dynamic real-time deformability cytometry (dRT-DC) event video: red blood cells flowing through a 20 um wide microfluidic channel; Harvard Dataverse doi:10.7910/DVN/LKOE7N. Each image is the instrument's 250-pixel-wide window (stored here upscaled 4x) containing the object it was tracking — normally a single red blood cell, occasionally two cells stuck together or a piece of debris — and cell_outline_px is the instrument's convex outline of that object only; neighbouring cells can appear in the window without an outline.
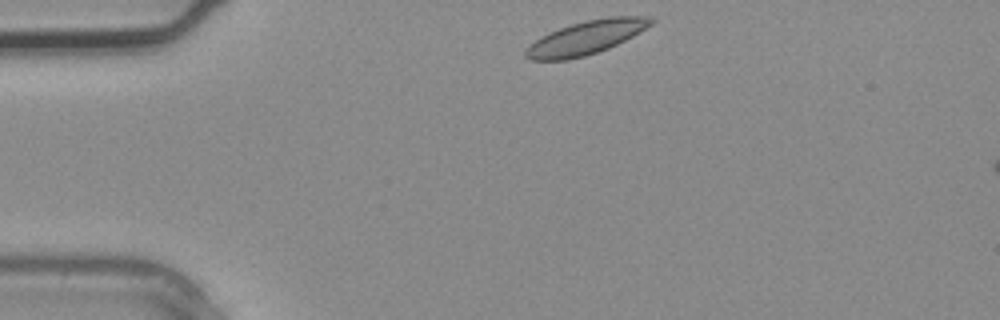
{"species": "common noctule bat (a hibernating species)", "species_latin": "Nyctalus noctula", "temperature_condition": "warm", "stored_images_in_passage": 2, "camera_frame_rate_fps": 3000, "um_per_image_px": 0.085, "animal": {"sex": "male", "body_mass_g": 20.4}, "frame": {"image": 1, "passage_image": 1, "time_ms": 0.0, "image_size_px": [1000, 320], "cell_outline_px": [[656, 20], [652, 24], [640, 32], [608, 48], [584, 56], [568, 60], [532, 60], [524, 56], [524, 52], [536, 40], [560, 28], [572, 24], [588, 20], [612, 16], [652, 16]], "centroid_in_image_um": [49.87, 3.19], "position_along_channel_um": 35.1, "area_um2": 24.04}}